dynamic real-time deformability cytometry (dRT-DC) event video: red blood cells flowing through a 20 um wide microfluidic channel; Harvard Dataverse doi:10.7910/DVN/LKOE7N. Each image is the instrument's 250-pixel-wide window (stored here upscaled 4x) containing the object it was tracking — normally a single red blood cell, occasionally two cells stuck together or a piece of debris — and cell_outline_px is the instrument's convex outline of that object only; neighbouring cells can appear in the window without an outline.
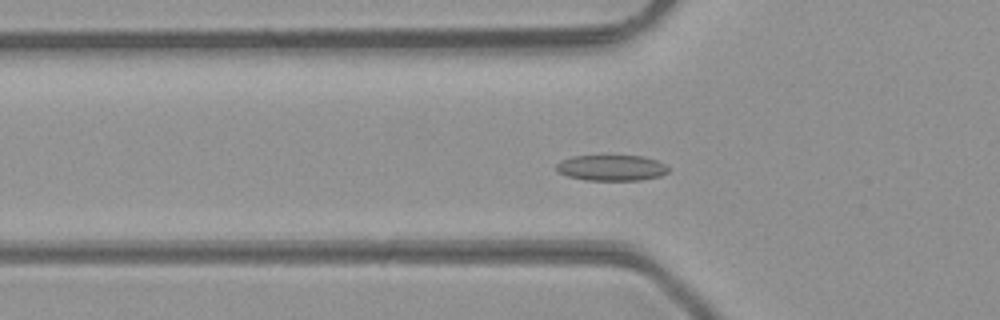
{"species": "common noctule bat (a hibernating species)", "species_latin": "Nyctalus noctula", "temperature_condition": "room temperature", "stored_images_in_passage": 45, "camera_frame_rate_fps": 3000, "um_per_image_px": 0.085, "animal": {"sex": "male", "body_mass_g": 23.1, "forearm_length_mm": 52.7}, "frame": {"image": 1, "passage_image": 12, "time_ms": 3.667, "image_size_px": [1000, 320], "cell_outline_px": [[668, 172], [660, 176], [640, 180], [584, 180], [568, 176], [556, 172], [556, 164], [560, 160], [572, 156], [644, 156], [656, 160], [664, 164], [668, 168]], "centroid_in_image_um": [51.94, 14.27], "position_along_channel_um": 73.9, "area_um2": 16.88}}
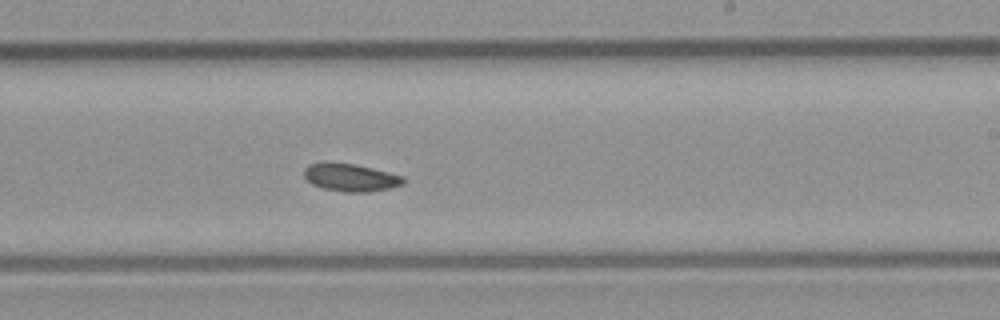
{"frame": {"image": 2, "passage_image": 25, "time_ms": 8.0, "image_size_px": [1000, 320], "cell_outline_px": [[404, 184], [392, 188], [368, 192], [344, 192], [320, 188], [312, 184], [304, 176], [304, 168], [308, 164], [324, 160], [352, 164], [372, 168], [404, 176]], "centroid_in_image_um": [29.76, 15.07], "position_along_channel_um": 259.2, "area_um2": 16.42}}
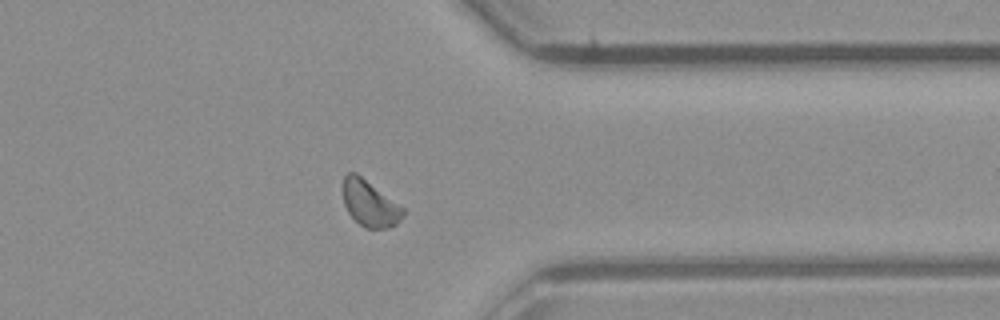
{"frame": {"image": 3, "passage_image": 34, "time_ms": 11.0, "image_size_px": [1000, 320], "cell_outline_px": [[404, 216], [396, 224], [388, 228], [364, 228], [348, 212], [344, 204], [340, 188], [344, 176], [348, 172], [356, 172], [404, 208]], "centroid_in_image_um": [31.39, 17.27], "position_along_channel_um": 380.0, "area_um2": 16.3}, "authors_computed_cell_mechanics": {"area_um2": 16.4152, "velocity_mm_per_s": 4.2677, "shape_relaxation_time_tau1_ms": 4.1435, "shape_relaxation_time_tau2_ms": 8.3946, "deformation_change_tau1": 0.0676, "deformation_change_tau2": 0.1338}}